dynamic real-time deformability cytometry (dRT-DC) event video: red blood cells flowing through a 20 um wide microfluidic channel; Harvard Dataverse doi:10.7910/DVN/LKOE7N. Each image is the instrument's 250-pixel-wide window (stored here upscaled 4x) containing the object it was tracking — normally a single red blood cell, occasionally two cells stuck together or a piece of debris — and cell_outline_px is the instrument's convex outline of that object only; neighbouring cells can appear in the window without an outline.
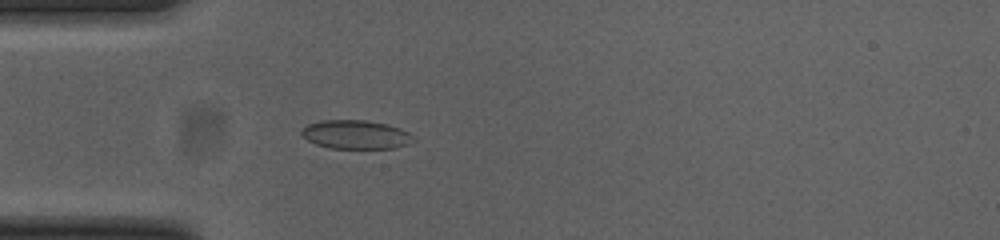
{"species": "common noctule bat (a hibernating species)", "species_latin": "Nyctalus noctula", "temperature_condition": "cold", "stored_images_in_passage": 33, "camera_frame_rate_fps": 3000, "um_per_image_px": 0.085, "animal": {"sex": "female", "body_mass_g": 23.0, "forearm_length_mm": 53.4}, "frame": {"image": 1, "passage_image": 1, "time_ms": 0.0, "image_size_px": [1000, 240], "cell_outline_px": [[416, 140], [408, 144], [392, 148], [328, 148], [316, 144], [308, 140], [300, 132], [308, 124], [320, 120], [364, 120], [388, 124], [400, 128], [408, 132]], "centroid_in_image_um": [30.25, 11.43], "position_along_channel_um": 54.7, "area_um2": 18.67}}
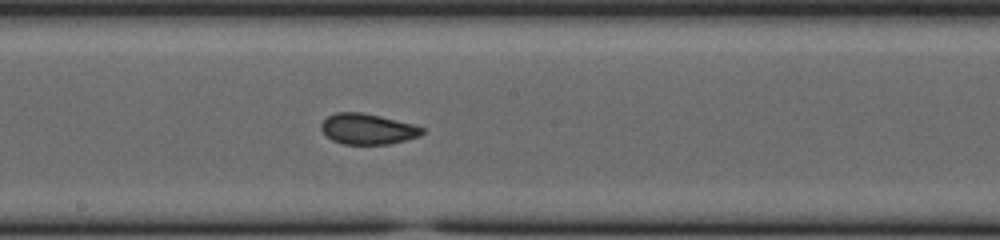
{"frame": {"image": 2, "passage_image": 14, "time_ms": 4.333, "image_size_px": [1000, 240], "cell_outline_px": [[424, 132], [420, 136], [388, 144], [344, 144], [332, 140], [320, 128], [320, 124], [328, 116], [336, 112], [360, 112], [380, 116], [412, 124], [424, 128]], "centroid_in_image_um": [31.24, 10.96], "position_along_channel_um": 217.0, "area_um2": 17.86}}
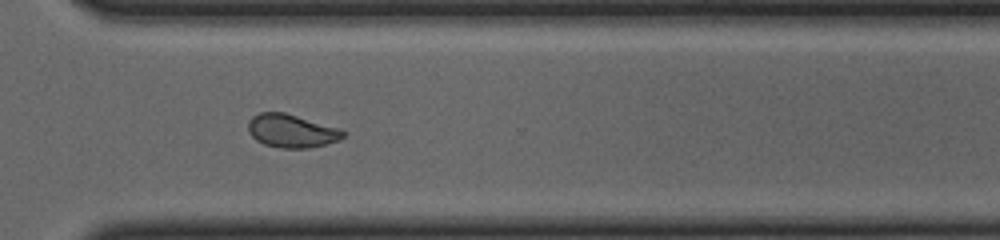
{"frame": {"image": 3, "passage_image": 24, "time_ms": 7.667, "image_size_px": [1000, 240], "cell_outline_px": [[348, 132], [340, 140], [308, 148], [280, 148], [264, 144], [256, 140], [248, 132], [248, 120], [252, 116], [260, 112], [284, 112], [340, 128]], "centroid_in_image_um": [24.78, 11.12], "position_along_channel_um": 345.8, "area_um2": 18.55}, "authors_computed_cell_mechanics": {"area_um2": 18.3804, "velocity_mm_per_s": 3.8599, "shape_relaxation_time_tau1_ms": null, "shape_relaxation_time_tau2_ms": 1.2404, "deformation_change_tau1": null, "deformation_change_tau2": 0.0462}}